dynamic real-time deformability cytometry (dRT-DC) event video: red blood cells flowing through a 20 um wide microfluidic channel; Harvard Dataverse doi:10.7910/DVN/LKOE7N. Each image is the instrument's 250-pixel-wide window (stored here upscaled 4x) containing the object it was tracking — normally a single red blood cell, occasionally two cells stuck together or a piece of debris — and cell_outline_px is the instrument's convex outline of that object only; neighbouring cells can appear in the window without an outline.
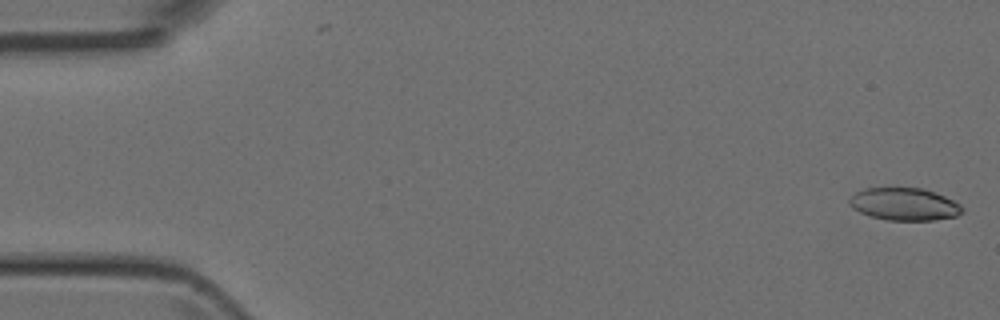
{"species": "Egyptian fruit bat (a non-hibernating species)", "species_latin": "Rousettus aegyptiacus", "temperature_condition": "room temperature", "stored_images_in_passage": 49, "camera_frame_rate_fps": 3000, "um_per_image_px": 0.085, "animal": {"sex": "female"}, "frame": {"image": 1, "passage_image": 1, "time_ms": 0.0, "image_size_px": [1000, 320], "cell_outline_px": [[964, 212], [956, 216], [932, 220], [888, 220], [868, 216], [852, 208], [848, 204], [848, 200], [856, 192], [864, 188], [896, 184], [924, 188], [936, 192], [960, 204], [964, 208]], "centroid_in_image_um": [76.83, 17.29], "position_along_channel_um": 8.2, "area_um2": 22.37}}
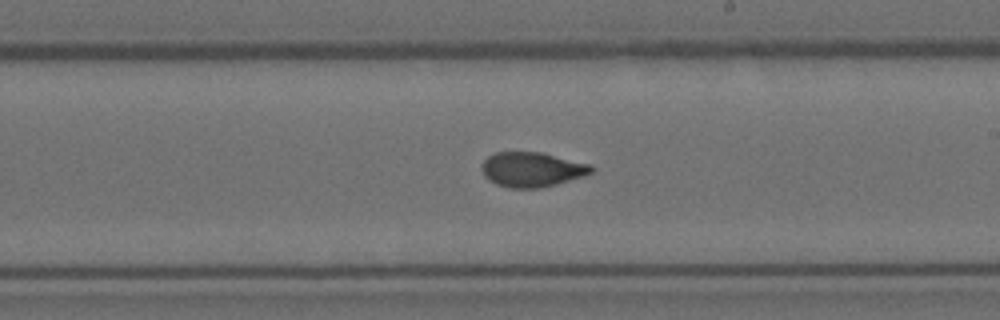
{"frame": {"image": 2, "passage_image": 28, "time_ms": 9.0, "image_size_px": [1000, 320], "cell_outline_px": [[596, 168], [592, 172], [584, 176], [556, 184], [540, 188], [508, 188], [496, 184], [488, 180], [484, 176], [480, 168], [480, 164], [488, 156], [496, 152], [544, 152], [592, 164]], "centroid_in_image_um": [45.22, 14.4], "position_along_channel_um": 243.8, "area_um2": 22.66}}
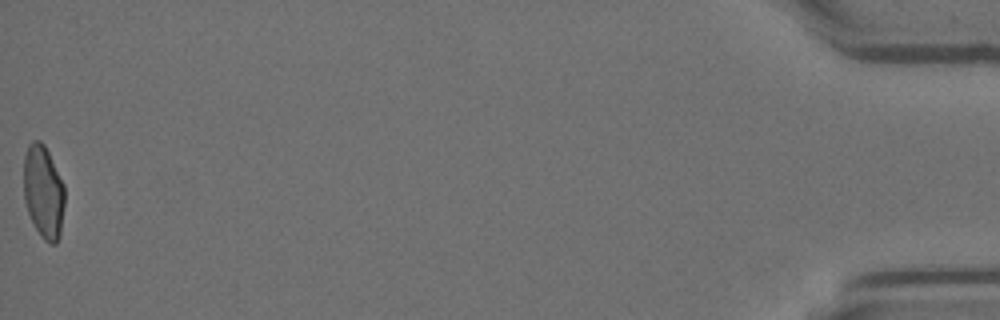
{"frame": {"image": 3, "passage_image": 49, "time_ms": 16.0, "image_size_px": [1000, 320], "cell_outline_px": [[64, 204], [60, 236], [56, 244], [48, 244], [44, 240], [36, 228], [28, 212], [24, 200], [24, 156], [28, 144], [32, 140], [40, 140], [44, 144], [64, 184]], "centroid_in_image_um": [3.69, 16.3], "position_along_channel_um": 431.5, "area_um2": 22.25}}